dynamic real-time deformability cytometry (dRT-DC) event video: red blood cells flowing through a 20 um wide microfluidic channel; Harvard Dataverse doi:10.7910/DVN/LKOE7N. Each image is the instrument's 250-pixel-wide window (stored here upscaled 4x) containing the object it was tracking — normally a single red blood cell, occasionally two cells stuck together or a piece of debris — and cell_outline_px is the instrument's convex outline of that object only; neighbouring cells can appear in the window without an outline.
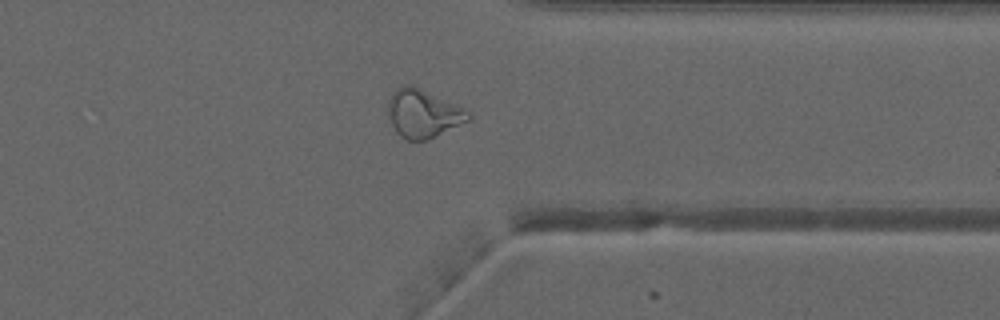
{"species": "common noctule bat (a hibernating species)", "species_latin": "Nyctalus noctula", "temperature_condition": "warm", "stored_images_in_passage": 49, "camera_frame_rate_fps": 3000, "um_per_image_px": 0.085, "animal": {"sex": "male", "forearm_length_mm": 52.5}, "frame": {"image": 1, "passage_image": 38, "time_ms": 12.333, "image_size_px": [1000, 320], "cell_outline_px": [[472, 120], [424, 140], [408, 140], [400, 136], [396, 132], [388, 116], [388, 100], [396, 88], [404, 84], [412, 84], [464, 108], [472, 112]], "centroid_in_image_um": [35.98, 9.63], "position_along_channel_um": 375.4, "area_um2": 22.6}}
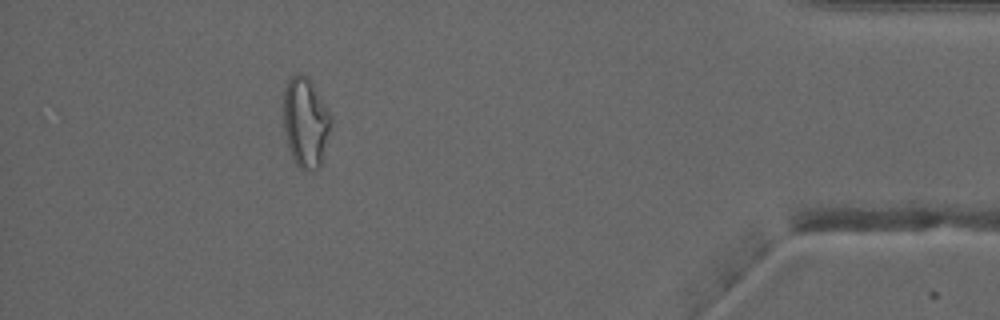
{"frame": {"image": 2, "passage_image": 44, "time_ms": 14.333, "image_size_px": [1000, 320], "cell_outline_px": [[332, 120], [320, 168], [300, 168], [296, 164], [288, 148], [284, 132], [284, 88], [288, 80], [296, 72], [300, 72], [308, 76], [312, 80], [332, 116]], "centroid_in_image_um": [25.97, 10.33], "position_along_channel_um": 409.2, "area_um2": 25.03}, "authors_computed_cell_mechanics": {"area_um2": 24.3916, "velocity_mm_per_s": 4.0583, "shape_relaxation_time_tau1_ms": null, "shape_relaxation_time_tau2_ms": 1.5907, "deformation_change_tau1": null, "deformation_change_tau2": 0.1029}}